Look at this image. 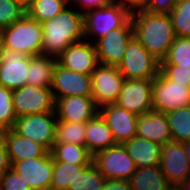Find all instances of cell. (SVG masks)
<instances>
[{
    "label": "cell",
    "mask_w": 190,
    "mask_h": 190,
    "mask_svg": "<svg viewBox=\"0 0 190 190\" xmlns=\"http://www.w3.org/2000/svg\"><path fill=\"white\" fill-rule=\"evenodd\" d=\"M131 22L134 37L161 62L176 38L170 15L140 10L131 13Z\"/></svg>",
    "instance_id": "1"
},
{
    "label": "cell",
    "mask_w": 190,
    "mask_h": 190,
    "mask_svg": "<svg viewBox=\"0 0 190 190\" xmlns=\"http://www.w3.org/2000/svg\"><path fill=\"white\" fill-rule=\"evenodd\" d=\"M69 6L42 23V55L57 58L70 45L85 39L83 13Z\"/></svg>",
    "instance_id": "2"
},
{
    "label": "cell",
    "mask_w": 190,
    "mask_h": 190,
    "mask_svg": "<svg viewBox=\"0 0 190 190\" xmlns=\"http://www.w3.org/2000/svg\"><path fill=\"white\" fill-rule=\"evenodd\" d=\"M42 23L27 14L0 30L1 48L12 49L28 56L42 55Z\"/></svg>",
    "instance_id": "3"
},
{
    "label": "cell",
    "mask_w": 190,
    "mask_h": 190,
    "mask_svg": "<svg viewBox=\"0 0 190 190\" xmlns=\"http://www.w3.org/2000/svg\"><path fill=\"white\" fill-rule=\"evenodd\" d=\"M130 18L131 13L117 2L90 9L83 13L85 39L91 37L89 39L93 42L95 37L96 41L122 27Z\"/></svg>",
    "instance_id": "4"
},
{
    "label": "cell",
    "mask_w": 190,
    "mask_h": 190,
    "mask_svg": "<svg viewBox=\"0 0 190 190\" xmlns=\"http://www.w3.org/2000/svg\"><path fill=\"white\" fill-rule=\"evenodd\" d=\"M153 110L163 113L177 111L190 106V87L168 79L160 70L153 79Z\"/></svg>",
    "instance_id": "5"
},
{
    "label": "cell",
    "mask_w": 190,
    "mask_h": 190,
    "mask_svg": "<svg viewBox=\"0 0 190 190\" xmlns=\"http://www.w3.org/2000/svg\"><path fill=\"white\" fill-rule=\"evenodd\" d=\"M125 79H154L160 70V62L133 37L118 65Z\"/></svg>",
    "instance_id": "6"
},
{
    "label": "cell",
    "mask_w": 190,
    "mask_h": 190,
    "mask_svg": "<svg viewBox=\"0 0 190 190\" xmlns=\"http://www.w3.org/2000/svg\"><path fill=\"white\" fill-rule=\"evenodd\" d=\"M56 123V112L25 115L17 117L12 130L50 152L55 142Z\"/></svg>",
    "instance_id": "7"
},
{
    "label": "cell",
    "mask_w": 190,
    "mask_h": 190,
    "mask_svg": "<svg viewBox=\"0 0 190 190\" xmlns=\"http://www.w3.org/2000/svg\"><path fill=\"white\" fill-rule=\"evenodd\" d=\"M92 163L109 180L129 181L137 170L123 144H116L95 154Z\"/></svg>",
    "instance_id": "8"
},
{
    "label": "cell",
    "mask_w": 190,
    "mask_h": 190,
    "mask_svg": "<svg viewBox=\"0 0 190 190\" xmlns=\"http://www.w3.org/2000/svg\"><path fill=\"white\" fill-rule=\"evenodd\" d=\"M12 103L17 117L55 112L51 88L26 84L12 91Z\"/></svg>",
    "instance_id": "9"
},
{
    "label": "cell",
    "mask_w": 190,
    "mask_h": 190,
    "mask_svg": "<svg viewBox=\"0 0 190 190\" xmlns=\"http://www.w3.org/2000/svg\"><path fill=\"white\" fill-rule=\"evenodd\" d=\"M91 79L92 99L98 108L118 100L125 80L118 66L98 64L91 74Z\"/></svg>",
    "instance_id": "10"
},
{
    "label": "cell",
    "mask_w": 190,
    "mask_h": 190,
    "mask_svg": "<svg viewBox=\"0 0 190 190\" xmlns=\"http://www.w3.org/2000/svg\"><path fill=\"white\" fill-rule=\"evenodd\" d=\"M134 37L131 18L120 28L93 41L99 64L118 66L125 55L129 41Z\"/></svg>",
    "instance_id": "11"
},
{
    "label": "cell",
    "mask_w": 190,
    "mask_h": 190,
    "mask_svg": "<svg viewBox=\"0 0 190 190\" xmlns=\"http://www.w3.org/2000/svg\"><path fill=\"white\" fill-rule=\"evenodd\" d=\"M152 85L153 79H125L115 104L137 116L150 112Z\"/></svg>",
    "instance_id": "12"
},
{
    "label": "cell",
    "mask_w": 190,
    "mask_h": 190,
    "mask_svg": "<svg viewBox=\"0 0 190 190\" xmlns=\"http://www.w3.org/2000/svg\"><path fill=\"white\" fill-rule=\"evenodd\" d=\"M29 56L12 49H0V86L16 90L27 84Z\"/></svg>",
    "instance_id": "13"
},
{
    "label": "cell",
    "mask_w": 190,
    "mask_h": 190,
    "mask_svg": "<svg viewBox=\"0 0 190 190\" xmlns=\"http://www.w3.org/2000/svg\"><path fill=\"white\" fill-rule=\"evenodd\" d=\"M54 100L69 96H92L91 74L77 73L56 63L51 86Z\"/></svg>",
    "instance_id": "14"
},
{
    "label": "cell",
    "mask_w": 190,
    "mask_h": 190,
    "mask_svg": "<svg viewBox=\"0 0 190 190\" xmlns=\"http://www.w3.org/2000/svg\"><path fill=\"white\" fill-rule=\"evenodd\" d=\"M11 168L21 175L32 190H50L53 174V158L45 156L14 162Z\"/></svg>",
    "instance_id": "15"
},
{
    "label": "cell",
    "mask_w": 190,
    "mask_h": 190,
    "mask_svg": "<svg viewBox=\"0 0 190 190\" xmlns=\"http://www.w3.org/2000/svg\"><path fill=\"white\" fill-rule=\"evenodd\" d=\"M57 63L77 73L92 74L99 64L95 44L85 39L75 42L57 57Z\"/></svg>",
    "instance_id": "16"
},
{
    "label": "cell",
    "mask_w": 190,
    "mask_h": 190,
    "mask_svg": "<svg viewBox=\"0 0 190 190\" xmlns=\"http://www.w3.org/2000/svg\"><path fill=\"white\" fill-rule=\"evenodd\" d=\"M171 185H179L190 174V165L181 142L170 141L162 145L159 164Z\"/></svg>",
    "instance_id": "17"
},
{
    "label": "cell",
    "mask_w": 190,
    "mask_h": 190,
    "mask_svg": "<svg viewBox=\"0 0 190 190\" xmlns=\"http://www.w3.org/2000/svg\"><path fill=\"white\" fill-rule=\"evenodd\" d=\"M99 113L105 119L117 144H124L136 136L137 115L115 103L100 107Z\"/></svg>",
    "instance_id": "18"
},
{
    "label": "cell",
    "mask_w": 190,
    "mask_h": 190,
    "mask_svg": "<svg viewBox=\"0 0 190 190\" xmlns=\"http://www.w3.org/2000/svg\"><path fill=\"white\" fill-rule=\"evenodd\" d=\"M57 120L64 122H87L98 112L92 96H69L55 101Z\"/></svg>",
    "instance_id": "19"
},
{
    "label": "cell",
    "mask_w": 190,
    "mask_h": 190,
    "mask_svg": "<svg viewBox=\"0 0 190 190\" xmlns=\"http://www.w3.org/2000/svg\"><path fill=\"white\" fill-rule=\"evenodd\" d=\"M136 136L160 145L173 141L166 114L155 110L137 116Z\"/></svg>",
    "instance_id": "20"
},
{
    "label": "cell",
    "mask_w": 190,
    "mask_h": 190,
    "mask_svg": "<svg viewBox=\"0 0 190 190\" xmlns=\"http://www.w3.org/2000/svg\"><path fill=\"white\" fill-rule=\"evenodd\" d=\"M116 144L109 126L99 112L86 122L85 147L92 156Z\"/></svg>",
    "instance_id": "21"
},
{
    "label": "cell",
    "mask_w": 190,
    "mask_h": 190,
    "mask_svg": "<svg viewBox=\"0 0 190 190\" xmlns=\"http://www.w3.org/2000/svg\"><path fill=\"white\" fill-rule=\"evenodd\" d=\"M5 146L11 165L18 161L43 157L49 152L44 146L20 136L12 129L6 133Z\"/></svg>",
    "instance_id": "22"
},
{
    "label": "cell",
    "mask_w": 190,
    "mask_h": 190,
    "mask_svg": "<svg viewBox=\"0 0 190 190\" xmlns=\"http://www.w3.org/2000/svg\"><path fill=\"white\" fill-rule=\"evenodd\" d=\"M138 167H152L160 164L162 145L134 136L123 144Z\"/></svg>",
    "instance_id": "23"
},
{
    "label": "cell",
    "mask_w": 190,
    "mask_h": 190,
    "mask_svg": "<svg viewBox=\"0 0 190 190\" xmlns=\"http://www.w3.org/2000/svg\"><path fill=\"white\" fill-rule=\"evenodd\" d=\"M57 58L47 55L29 56L28 85L51 88Z\"/></svg>",
    "instance_id": "24"
},
{
    "label": "cell",
    "mask_w": 190,
    "mask_h": 190,
    "mask_svg": "<svg viewBox=\"0 0 190 190\" xmlns=\"http://www.w3.org/2000/svg\"><path fill=\"white\" fill-rule=\"evenodd\" d=\"M129 182L133 190H168L171 186L159 165L138 167Z\"/></svg>",
    "instance_id": "25"
},
{
    "label": "cell",
    "mask_w": 190,
    "mask_h": 190,
    "mask_svg": "<svg viewBox=\"0 0 190 190\" xmlns=\"http://www.w3.org/2000/svg\"><path fill=\"white\" fill-rule=\"evenodd\" d=\"M50 154L56 162L91 164L93 161V156L85 146L72 143H54Z\"/></svg>",
    "instance_id": "26"
},
{
    "label": "cell",
    "mask_w": 190,
    "mask_h": 190,
    "mask_svg": "<svg viewBox=\"0 0 190 190\" xmlns=\"http://www.w3.org/2000/svg\"><path fill=\"white\" fill-rule=\"evenodd\" d=\"M90 164H71L53 161L50 190H68L76 177Z\"/></svg>",
    "instance_id": "27"
},
{
    "label": "cell",
    "mask_w": 190,
    "mask_h": 190,
    "mask_svg": "<svg viewBox=\"0 0 190 190\" xmlns=\"http://www.w3.org/2000/svg\"><path fill=\"white\" fill-rule=\"evenodd\" d=\"M173 141H190V106L166 113Z\"/></svg>",
    "instance_id": "28"
},
{
    "label": "cell",
    "mask_w": 190,
    "mask_h": 190,
    "mask_svg": "<svg viewBox=\"0 0 190 190\" xmlns=\"http://www.w3.org/2000/svg\"><path fill=\"white\" fill-rule=\"evenodd\" d=\"M86 122L57 120L54 143H72L85 146Z\"/></svg>",
    "instance_id": "29"
},
{
    "label": "cell",
    "mask_w": 190,
    "mask_h": 190,
    "mask_svg": "<svg viewBox=\"0 0 190 190\" xmlns=\"http://www.w3.org/2000/svg\"><path fill=\"white\" fill-rule=\"evenodd\" d=\"M66 6L62 0H36L26 8L27 15L43 23L46 20L54 19Z\"/></svg>",
    "instance_id": "30"
},
{
    "label": "cell",
    "mask_w": 190,
    "mask_h": 190,
    "mask_svg": "<svg viewBox=\"0 0 190 190\" xmlns=\"http://www.w3.org/2000/svg\"><path fill=\"white\" fill-rule=\"evenodd\" d=\"M160 64H176L178 68H190V38L176 36Z\"/></svg>",
    "instance_id": "31"
},
{
    "label": "cell",
    "mask_w": 190,
    "mask_h": 190,
    "mask_svg": "<svg viewBox=\"0 0 190 190\" xmlns=\"http://www.w3.org/2000/svg\"><path fill=\"white\" fill-rule=\"evenodd\" d=\"M105 181L106 178L91 163L76 177L73 184L69 185L68 190H102Z\"/></svg>",
    "instance_id": "32"
},
{
    "label": "cell",
    "mask_w": 190,
    "mask_h": 190,
    "mask_svg": "<svg viewBox=\"0 0 190 190\" xmlns=\"http://www.w3.org/2000/svg\"><path fill=\"white\" fill-rule=\"evenodd\" d=\"M169 15L175 35L190 38V0H177Z\"/></svg>",
    "instance_id": "33"
},
{
    "label": "cell",
    "mask_w": 190,
    "mask_h": 190,
    "mask_svg": "<svg viewBox=\"0 0 190 190\" xmlns=\"http://www.w3.org/2000/svg\"><path fill=\"white\" fill-rule=\"evenodd\" d=\"M26 14V7L18 0H0V30L22 19Z\"/></svg>",
    "instance_id": "34"
},
{
    "label": "cell",
    "mask_w": 190,
    "mask_h": 190,
    "mask_svg": "<svg viewBox=\"0 0 190 190\" xmlns=\"http://www.w3.org/2000/svg\"><path fill=\"white\" fill-rule=\"evenodd\" d=\"M16 119L12 103V90L0 86V127L12 129Z\"/></svg>",
    "instance_id": "35"
},
{
    "label": "cell",
    "mask_w": 190,
    "mask_h": 190,
    "mask_svg": "<svg viewBox=\"0 0 190 190\" xmlns=\"http://www.w3.org/2000/svg\"><path fill=\"white\" fill-rule=\"evenodd\" d=\"M0 190H32L21 175L10 168L0 178Z\"/></svg>",
    "instance_id": "36"
},
{
    "label": "cell",
    "mask_w": 190,
    "mask_h": 190,
    "mask_svg": "<svg viewBox=\"0 0 190 190\" xmlns=\"http://www.w3.org/2000/svg\"><path fill=\"white\" fill-rule=\"evenodd\" d=\"M160 71L173 82L190 87V68H178L176 64H160Z\"/></svg>",
    "instance_id": "37"
},
{
    "label": "cell",
    "mask_w": 190,
    "mask_h": 190,
    "mask_svg": "<svg viewBox=\"0 0 190 190\" xmlns=\"http://www.w3.org/2000/svg\"><path fill=\"white\" fill-rule=\"evenodd\" d=\"M177 0H149L148 5L143 9L153 13L170 14Z\"/></svg>",
    "instance_id": "38"
},
{
    "label": "cell",
    "mask_w": 190,
    "mask_h": 190,
    "mask_svg": "<svg viewBox=\"0 0 190 190\" xmlns=\"http://www.w3.org/2000/svg\"><path fill=\"white\" fill-rule=\"evenodd\" d=\"M115 1L116 0H76L74 4H75V6L77 4L78 8H81L79 10H81V12L84 13L90 9L105 6V5L113 3Z\"/></svg>",
    "instance_id": "39"
},
{
    "label": "cell",
    "mask_w": 190,
    "mask_h": 190,
    "mask_svg": "<svg viewBox=\"0 0 190 190\" xmlns=\"http://www.w3.org/2000/svg\"><path fill=\"white\" fill-rule=\"evenodd\" d=\"M115 2L122 5L130 13L143 10L147 5L149 0H116Z\"/></svg>",
    "instance_id": "40"
},
{
    "label": "cell",
    "mask_w": 190,
    "mask_h": 190,
    "mask_svg": "<svg viewBox=\"0 0 190 190\" xmlns=\"http://www.w3.org/2000/svg\"><path fill=\"white\" fill-rule=\"evenodd\" d=\"M102 190H133L129 181L106 179Z\"/></svg>",
    "instance_id": "41"
},
{
    "label": "cell",
    "mask_w": 190,
    "mask_h": 190,
    "mask_svg": "<svg viewBox=\"0 0 190 190\" xmlns=\"http://www.w3.org/2000/svg\"><path fill=\"white\" fill-rule=\"evenodd\" d=\"M11 168V162L7 154L6 146L0 148V178Z\"/></svg>",
    "instance_id": "42"
},
{
    "label": "cell",
    "mask_w": 190,
    "mask_h": 190,
    "mask_svg": "<svg viewBox=\"0 0 190 190\" xmlns=\"http://www.w3.org/2000/svg\"><path fill=\"white\" fill-rule=\"evenodd\" d=\"M8 129L0 127V148H2L5 145V136Z\"/></svg>",
    "instance_id": "43"
},
{
    "label": "cell",
    "mask_w": 190,
    "mask_h": 190,
    "mask_svg": "<svg viewBox=\"0 0 190 190\" xmlns=\"http://www.w3.org/2000/svg\"><path fill=\"white\" fill-rule=\"evenodd\" d=\"M179 187L182 190H190V174L188 175V177L179 184Z\"/></svg>",
    "instance_id": "44"
},
{
    "label": "cell",
    "mask_w": 190,
    "mask_h": 190,
    "mask_svg": "<svg viewBox=\"0 0 190 190\" xmlns=\"http://www.w3.org/2000/svg\"><path fill=\"white\" fill-rule=\"evenodd\" d=\"M182 144L190 165V141L183 142Z\"/></svg>",
    "instance_id": "45"
},
{
    "label": "cell",
    "mask_w": 190,
    "mask_h": 190,
    "mask_svg": "<svg viewBox=\"0 0 190 190\" xmlns=\"http://www.w3.org/2000/svg\"><path fill=\"white\" fill-rule=\"evenodd\" d=\"M18 1L21 2L27 8L28 6H30L36 0H18Z\"/></svg>",
    "instance_id": "46"
},
{
    "label": "cell",
    "mask_w": 190,
    "mask_h": 190,
    "mask_svg": "<svg viewBox=\"0 0 190 190\" xmlns=\"http://www.w3.org/2000/svg\"><path fill=\"white\" fill-rule=\"evenodd\" d=\"M168 190H182L179 185H171Z\"/></svg>",
    "instance_id": "47"
},
{
    "label": "cell",
    "mask_w": 190,
    "mask_h": 190,
    "mask_svg": "<svg viewBox=\"0 0 190 190\" xmlns=\"http://www.w3.org/2000/svg\"><path fill=\"white\" fill-rule=\"evenodd\" d=\"M64 3H66L67 5H69L71 2V4H73L76 0H62Z\"/></svg>",
    "instance_id": "48"
}]
</instances>
